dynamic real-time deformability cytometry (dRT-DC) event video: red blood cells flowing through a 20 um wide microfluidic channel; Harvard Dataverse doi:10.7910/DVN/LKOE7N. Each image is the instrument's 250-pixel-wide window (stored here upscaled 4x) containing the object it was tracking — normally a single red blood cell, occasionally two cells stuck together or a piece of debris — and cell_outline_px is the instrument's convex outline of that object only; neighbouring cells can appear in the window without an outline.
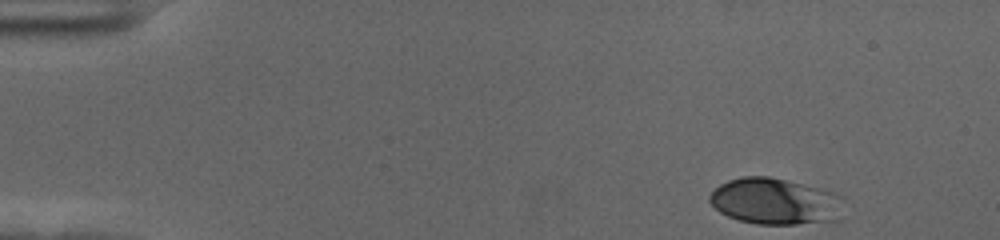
{"species": "human", "species_latin": "Homo sapiens", "temperature_condition": "cold", "stored_images_in_passage": 51, "camera_frame_rate_fps": 3000, "um_per_image_px": 0.085, "donor": {"sex": "female"}, "frame": {"image": 1, "passage_image": 1, "time_ms": 0.0, "image_size_px": [1000, 240], "cell_outline_px": [[844, 200], [840, 220], [796, 224], [756, 224], [740, 220], [728, 216], [720, 212], [708, 200], [708, 196], [720, 184], [728, 180], [744, 176], [768, 176], [840, 192], [844, 196]], "centroid_in_image_um": [65.97, 17.11], "position_along_channel_um": 19.0, "area_um2": 36.76}}
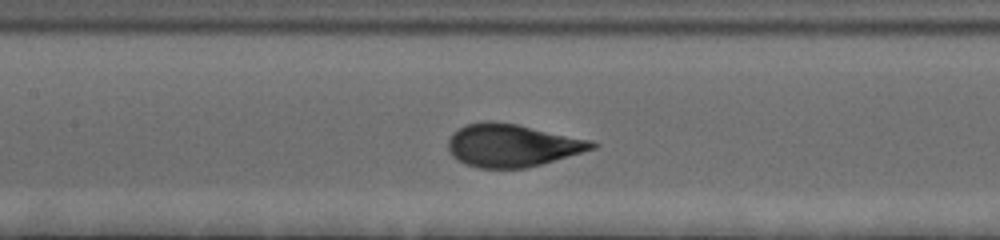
{"frame": {"image": 2, "passage_image": 22, "time_ms": 7.0, "image_size_px": [1000, 240], "cell_outline_px": [[600, 144], [596, 148], [540, 164], [524, 168], [476, 168], [464, 164], [456, 160], [452, 156], [448, 148], [448, 140], [452, 132], [464, 124], [488, 120], [516, 124], [592, 140]], "centroid_in_image_um": [43.49, 12.35], "position_along_channel_um": 163.9, "area_um2": 35.95}}
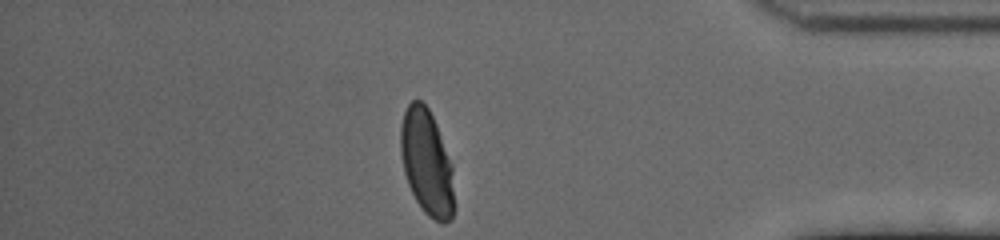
{"frame": {"image": 3, "passage_image": 44, "time_ms": 14.333, "image_size_px": [1000, 240], "cell_outline_px": [[456, 208], [452, 220], [444, 224], [428, 216], [424, 212], [416, 200], [408, 184], [404, 172], [400, 152], [400, 128], [404, 112], [408, 104], [412, 100], [420, 100], [428, 108], [436, 124], [452, 164]], "centroid_in_image_um": [36.3, 13.86], "position_along_channel_um": 398.9, "area_um2": 33.41}, "authors_computed_cell_mechanics": {"area_um2": 34.9112, "velocity_mm_per_s": 3.5994, "shape_relaxation_time_tau1_ms": 3.5687, "shape_relaxation_time_tau2_ms": null, "deformation_change_tau1": 0.1862, "deformation_change_tau2": null}}